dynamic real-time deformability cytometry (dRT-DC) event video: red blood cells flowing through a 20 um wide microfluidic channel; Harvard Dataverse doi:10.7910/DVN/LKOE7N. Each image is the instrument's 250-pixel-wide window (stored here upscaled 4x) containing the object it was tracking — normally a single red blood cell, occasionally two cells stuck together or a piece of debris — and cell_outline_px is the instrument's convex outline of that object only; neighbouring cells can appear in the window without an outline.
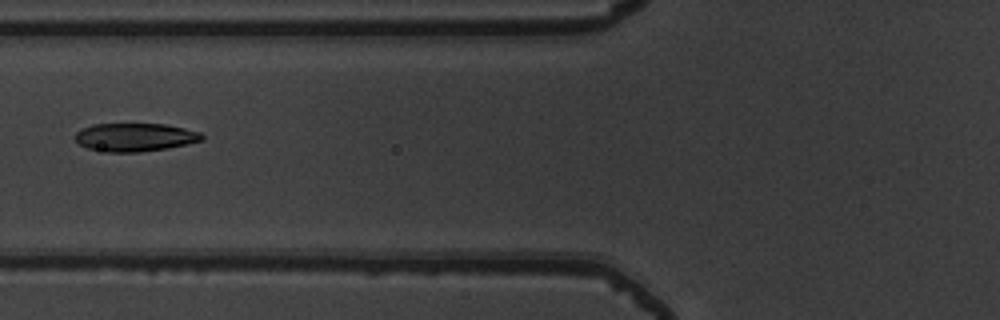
{"species": "common noctule bat (a hibernating species)", "species_latin": "Nyctalus noctula", "temperature_condition": "warm", "stored_images_in_passage": 7, "camera_frame_rate_fps": 3000, "um_per_image_px": 0.085, "animal": {"sex": "male", "body_mass_g": 19.5, "forearm_length_mm": 54.6}, "frame": {"image": 1, "passage_image": 5, "time_ms": 1.333, "image_size_px": [1000, 320], "cell_outline_px": [[204, 140], [188, 144], [168, 148], [140, 152], [108, 152], [88, 148], [80, 144], [76, 140], [76, 132], [92, 124], [164, 124], [184, 128], [200, 132], [204, 136]], "centroid_in_image_um": [11.51, 11.67], "position_along_channel_um": 114.3, "area_um2": 20.81}}
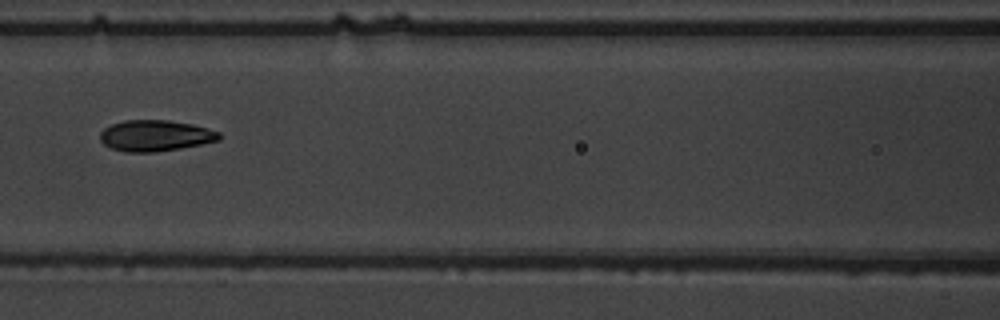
{"frame": {"image": 2, "passage_image": 6, "time_ms": 1.667, "image_size_px": [1000, 320], "cell_outline_px": [[220, 140], [180, 148], [152, 152], [128, 152], [112, 148], [104, 144], [100, 140], [100, 132], [104, 128], [112, 124], [124, 120], [168, 120], [192, 124], [208, 128], [220, 132]], "centroid_in_image_um": [13.2, 11.52], "position_along_channel_um": 153.4, "area_um2": 21.44}}
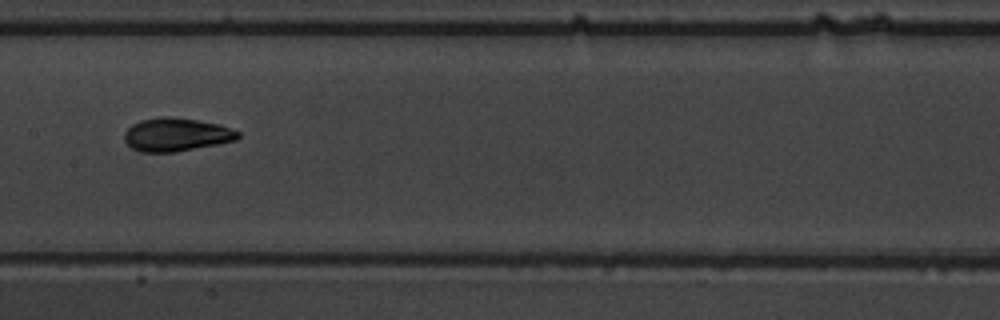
{"frame": {"image": 3, "passage_image": 7, "time_ms": 2.0, "image_size_px": [1000, 320], "cell_outline_px": [[240, 136], [236, 140], [176, 152], [140, 152], [132, 148], [124, 140], [124, 132], [132, 124], [140, 120], [160, 116], [172, 116], [220, 124], [240, 132]], "centroid_in_image_um": [14.96, 11.43], "position_along_channel_um": 192.4, "area_um2": 22.14}}